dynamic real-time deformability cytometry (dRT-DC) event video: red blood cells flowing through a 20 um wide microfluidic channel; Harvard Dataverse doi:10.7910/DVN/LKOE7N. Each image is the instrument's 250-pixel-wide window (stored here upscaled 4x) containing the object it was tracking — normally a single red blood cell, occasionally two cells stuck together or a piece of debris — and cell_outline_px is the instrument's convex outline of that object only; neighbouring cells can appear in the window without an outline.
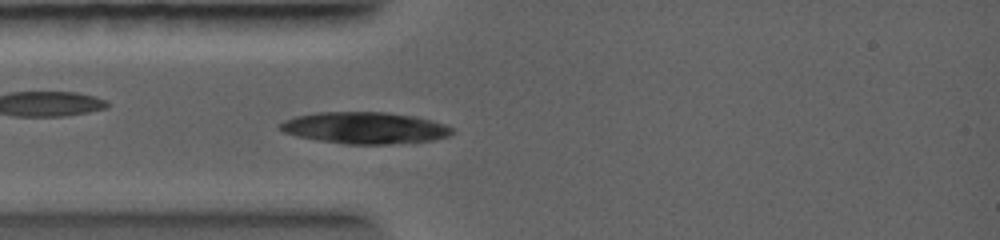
{"species": "common noctule bat (a hibernating species)", "species_latin": "Nyctalus noctula", "temperature_condition": "warm", "stored_images_in_passage": 17, "camera_frame_rate_fps": 5000, "um_per_image_px": 0.085, "animal": {"sex": "female", "body_mass_g": 19.0, "forearm_length_mm": 56.7}, "frame": {"image": 1, "passage_image": 17, "time_ms": 2.6, "image_size_px": [1000, 240], "cell_outline_px": [[452, 132], [448, 136], [432, 140], [384, 144], [344, 144], [316, 140], [296, 136], [284, 132], [280, 128], [280, 124], [284, 120], [292, 116], [316, 112], [388, 112], [416, 116], [432, 120], [444, 124], [452, 128]], "centroid_in_image_um": [30.97, 10.86], "position_along_channel_um": 54.0, "area_um2": 31.79}}